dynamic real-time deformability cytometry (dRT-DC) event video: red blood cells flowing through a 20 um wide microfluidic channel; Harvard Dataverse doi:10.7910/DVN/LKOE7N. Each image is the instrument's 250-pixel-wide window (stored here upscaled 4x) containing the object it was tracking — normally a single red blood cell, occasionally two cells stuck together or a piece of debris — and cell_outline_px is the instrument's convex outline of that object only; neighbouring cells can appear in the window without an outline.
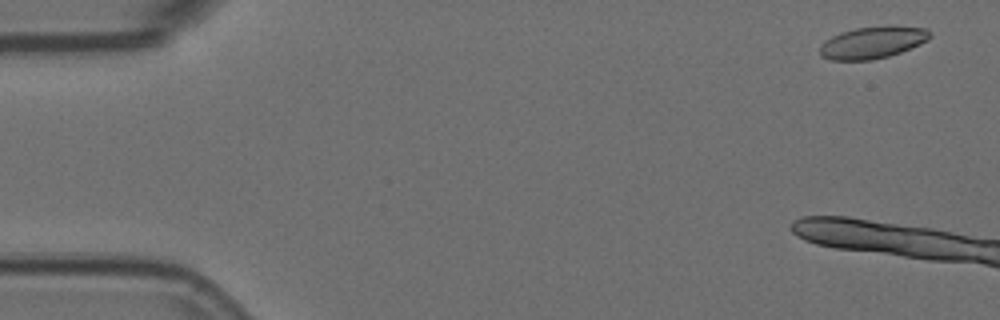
{"species": "Egyptian fruit bat (a non-hibernating species)", "species_latin": "Rousettus aegyptiacus", "temperature_condition": "room temperature", "stored_images_in_passage": 2, "camera_frame_rate_fps": 3000, "um_per_image_px": 0.085, "animal": {"sex": "female"}, "frame": {"image": 1, "passage_image": 2, "time_ms": 0.333, "image_size_px": [1000, 320], "cell_outline_px": [[932, 36], [928, 40], [920, 44], [900, 52], [888, 56], [872, 60], [832, 60], [820, 56], [820, 44], [824, 40], [840, 32], [856, 28], [928, 28], [932, 32]], "centroid_in_image_um": [74.12, 3.65], "position_along_channel_um": 10.9, "area_um2": 19.94}}